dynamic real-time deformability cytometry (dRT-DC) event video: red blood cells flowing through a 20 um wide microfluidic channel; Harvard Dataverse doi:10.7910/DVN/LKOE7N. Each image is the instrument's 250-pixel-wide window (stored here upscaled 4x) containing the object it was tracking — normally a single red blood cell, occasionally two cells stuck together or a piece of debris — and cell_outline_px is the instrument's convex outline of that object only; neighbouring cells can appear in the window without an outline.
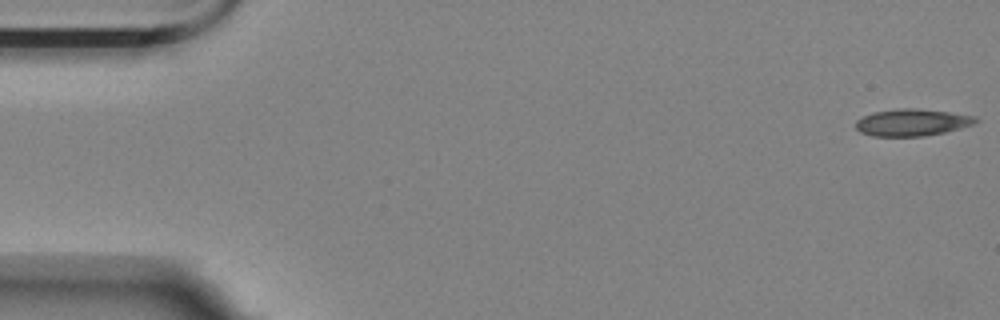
{"species": "Egyptian fruit bat (a non-hibernating species)", "species_latin": "Rousettus aegyptiacus", "temperature_condition": "room temperature", "stored_images_in_passage": 56, "camera_frame_rate_fps": 3000, "um_per_image_px": 0.085, "animal": {"sex": "female"}, "frame": {"image": 1, "passage_image": 1, "time_ms": 0.0, "image_size_px": [1000, 320], "cell_outline_px": [[980, 120], [976, 124], [944, 132], [924, 136], [872, 136], [860, 132], [856, 128], [856, 120], [872, 112], [900, 108], [912, 108], [948, 112], [976, 116]], "centroid_in_image_um": [77.54, 10.41], "position_along_channel_um": 7.5, "area_um2": 18.84}}
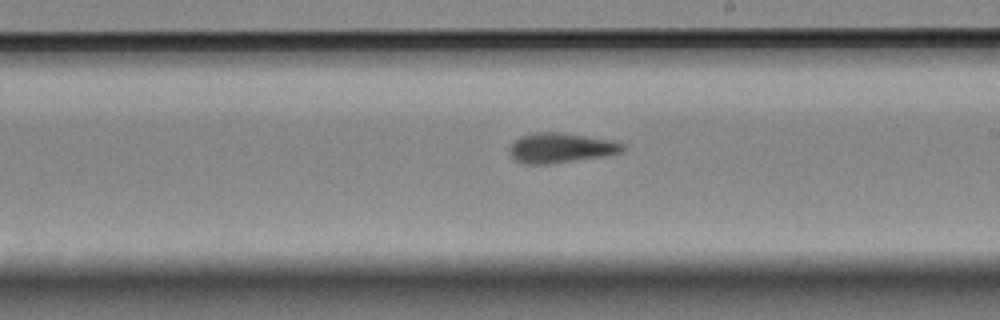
{"frame": {"image": 2, "passage_image": 32, "time_ms": 10.333, "image_size_px": [1000, 320], "cell_outline_px": [[628, 148], [624, 152], [604, 156], [548, 164], [524, 164], [516, 160], [508, 152], [508, 148], [520, 136], [532, 132], [564, 132], [616, 140], [624, 144]], "centroid_in_image_um": [47.73, 12.55], "position_along_channel_um": 241.3, "area_um2": 20.17}}
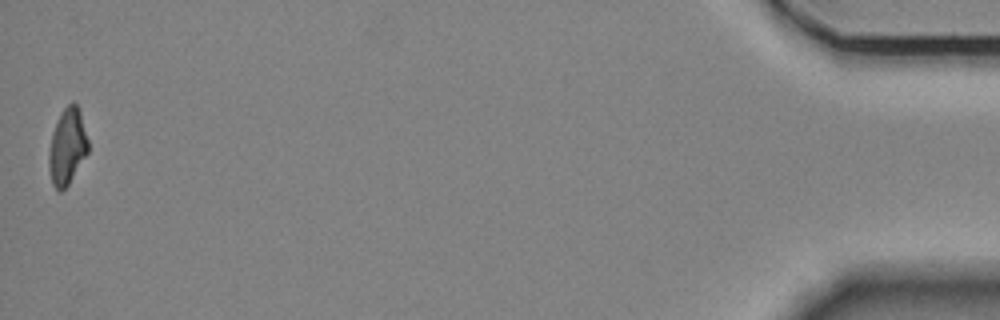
{"frame": {"image": 3, "passage_image": 56, "time_ms": 18.333, "image_size_px": [1000, 320], "cell_outline_px": [[88, 152], [68, 184], [60, 192], [52, 184], [48, 168], [48, 156], [52, 132], [56, 120], [60, 112], [72, 100], [80, 108], [88, 140]], "centroid_in_image_um": [5.71, 12.41], "position_along_channel_um": 429.5, "area_um2": 17.57}, "authors_computed_cell_mechanics": {"area_um2": 19.2185, "velocity_mm_per_s": 3.5205, "shape_relaxation_time_tau1_ms": null, "shape_relaxation_time_tau2_ms": 3.3443, "deformation_change_tau1": null, "deformation_change_tau2": 0.1054}}